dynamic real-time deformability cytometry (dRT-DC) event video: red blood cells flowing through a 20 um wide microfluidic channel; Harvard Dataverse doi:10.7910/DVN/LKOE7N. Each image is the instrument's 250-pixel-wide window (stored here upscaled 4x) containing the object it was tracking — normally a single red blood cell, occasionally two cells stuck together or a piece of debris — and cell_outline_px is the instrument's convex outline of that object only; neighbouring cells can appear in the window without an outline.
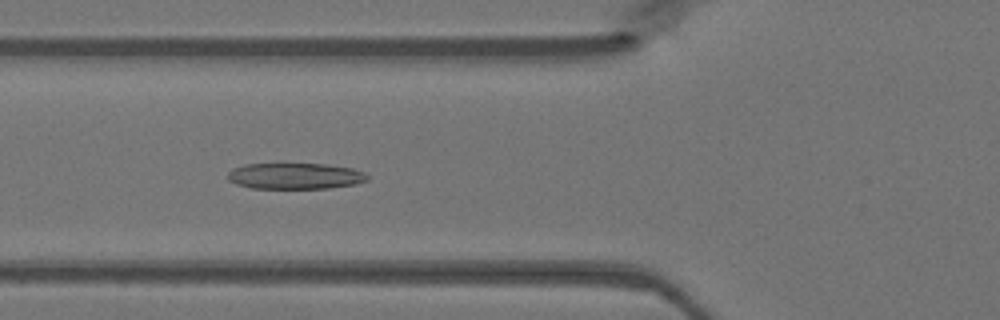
{"species": "Egyptian fruit bat (a non-hibernating species)", "species_latin": "Rousettus aegyptiacus", "temperature_condition": "warm", "stored_images_in_passage": 48, "camera_frame_rate_fps": 3000, "um_per_image_px": 0.085, "animal": {"sex": "female"}, "frame": {"image": 1, "passage_image": 18, "time_ms": 5.667, "image_size_px": [1000, 320], "cell_outline_px": [[368, 180], [356, 184], [328, 188], [252, 188], [236, 184], [228, 180], [228, 172], [232, 168], [244, 164], [324, 164], [352, 168], [364, 172], [368, 176]], "centroid_in_image_um": [25.07, 14.96], "position_along_channel_um": 100.7, "area_um2": 21.21}}
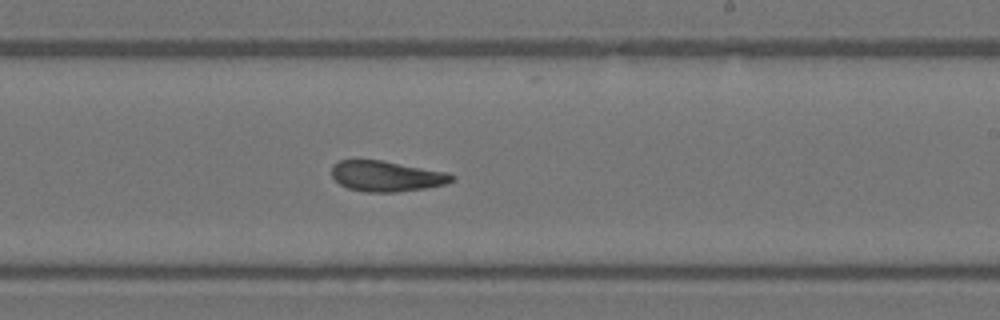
{"frame": {"image": 2, "passage_image": 29, "time_ms": 9.333, "image_size_px": [1000, 320], "cell_outline_px": [[456, 176], [452, 180], [444, 184], [424, 188], [396, 192], [368, 192], [348, 188], [340, 184], [332, 176], [332, 164], [340, 160], [384, 160], [448, 172]], "centroid_in_image_um": [32.85, 14.96], "position_along_channel_um": 256.2, "area_um2": 21.39}}
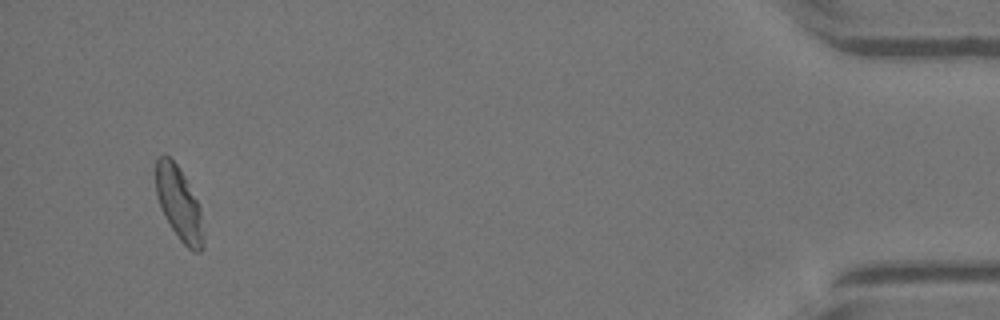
{"frame": {"image": 3, "passage_image": 46, "time_ms": 15.0, "image_size_px": [1000, 320], "cell_outline_px": [[204, 248], [200, 252], [192, 252], [180, 240], [164, 216], [156, 192], [156, 160], [164, 152], [176, 164], [184, 176], [200, 204], [204, 232]], "centroid_in_image_um": [15.25, 17.34], "position_along_channel_um": 419.9, "area_um2": 20.46}}